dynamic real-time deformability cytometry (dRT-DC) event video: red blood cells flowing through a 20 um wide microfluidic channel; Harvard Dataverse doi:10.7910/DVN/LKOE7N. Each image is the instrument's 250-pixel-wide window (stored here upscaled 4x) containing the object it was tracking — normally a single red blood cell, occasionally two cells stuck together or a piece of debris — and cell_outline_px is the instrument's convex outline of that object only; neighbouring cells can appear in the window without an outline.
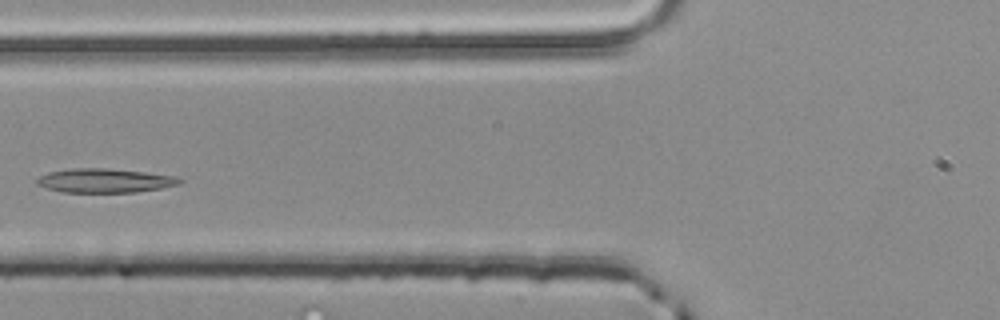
{"species": "common noctule bat (a hibernating species)", "species_latin": "Nyctalus noctula", "temperature_condition": "room temperature", "stored_images_in_passage": 2, "camera_frame_rate_fps": 3000, "um_per_image_px": 0.085, "animal": {"sex": "male", "body_mass_g": 20.4}, "frame": {"image": 1, "passage_image": 2, "time_ms": 0.333, "image_size_px": [1000, 320], "cell_outline_px": [[184, 180], [180, 184], [160, 188], [136, 192], [64, 192], [44, 188], [36, 184], [36, 180], [40, 176], [48, 172], [72, 168], [108, 168], [144, 172], [176, 176]], "centroid_in_image_um": [8.89, 15.35], "position_along_channel_um": 116.9, "area_um2": 20.06}}